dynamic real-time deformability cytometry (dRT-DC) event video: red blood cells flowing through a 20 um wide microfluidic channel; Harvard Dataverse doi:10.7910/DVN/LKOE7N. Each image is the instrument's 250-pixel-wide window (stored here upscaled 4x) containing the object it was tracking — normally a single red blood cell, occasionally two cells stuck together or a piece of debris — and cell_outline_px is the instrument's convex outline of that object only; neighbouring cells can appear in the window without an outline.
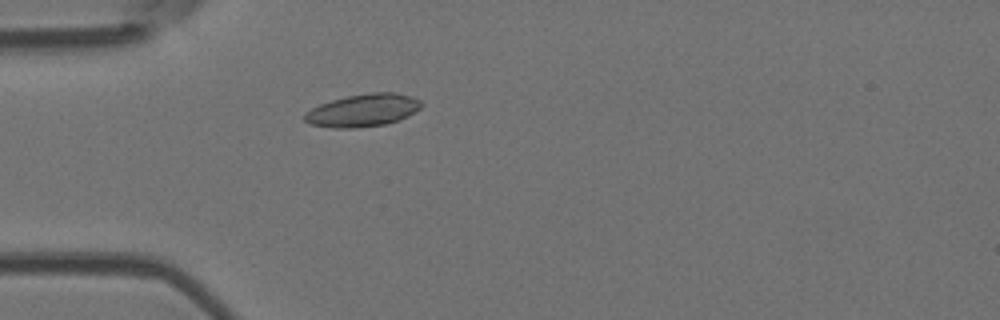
{"species": "Egyptian fruit bat (a non-hibernating species)", "species_latin": "Rousettus aegyptiacus", "temperature_condition": "room temperature", "stored_images_in_passage": 2, "camera_frame_rate_fps": 3000, "um_per_image_px": 0.085, "animal": {"sex": "female"}, "frame": {"image": 1, "passage_image": 2, "time_ms": 1.333, "image_size_px": [1000, 320], "cell_outline_px": [[424, 104], [420, 108], [408, 116], [400, 120], [384, 124], [352, 128], [332, 128], [308, 124], [304, 120], [304, 112], [320, 104], [332, 100], [348, 96], [372, 92], [396, 92], [412, 96], [420, 100]], "centroid_in_image_um": [30.86, 9.37], "position_along_channel_um": 54.1, "area_um2": 22.31}}